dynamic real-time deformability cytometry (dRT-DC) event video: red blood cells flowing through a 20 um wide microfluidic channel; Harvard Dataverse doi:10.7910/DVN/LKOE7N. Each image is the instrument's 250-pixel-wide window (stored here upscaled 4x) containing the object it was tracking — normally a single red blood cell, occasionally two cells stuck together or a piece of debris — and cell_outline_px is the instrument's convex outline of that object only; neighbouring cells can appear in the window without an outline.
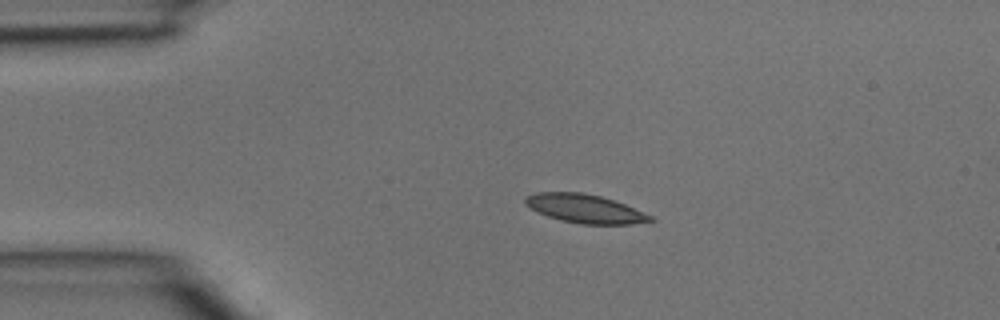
{"species": "common noctule bat (a hibernating species)", "species_latin": "Nyctalus noctula", "temperature_condition": "room temperature", "stored_images_in_passage": 2, "camera_frame_rate_fps": 3000, "um_per_image_px": 0.085, "animal": {"sex": "male", "body_mass_g": 15.6}, "frame": {"image": 1, "passage_image": 1, "time_ms": 0.0, "image_size_px": [1000, 320], "cell_outline_px": [[656, 220], [632, 224], [580, 224], [560, 220], [548, 216], [524, 204], [524, 196], [536, 192], [580, 192], [600, 196], [624, 204], [652, 216]], "centroid_in_image_um": [49.69, 17.73], "position_along_channel_um": 35.3, "area_um2": 20.69}}